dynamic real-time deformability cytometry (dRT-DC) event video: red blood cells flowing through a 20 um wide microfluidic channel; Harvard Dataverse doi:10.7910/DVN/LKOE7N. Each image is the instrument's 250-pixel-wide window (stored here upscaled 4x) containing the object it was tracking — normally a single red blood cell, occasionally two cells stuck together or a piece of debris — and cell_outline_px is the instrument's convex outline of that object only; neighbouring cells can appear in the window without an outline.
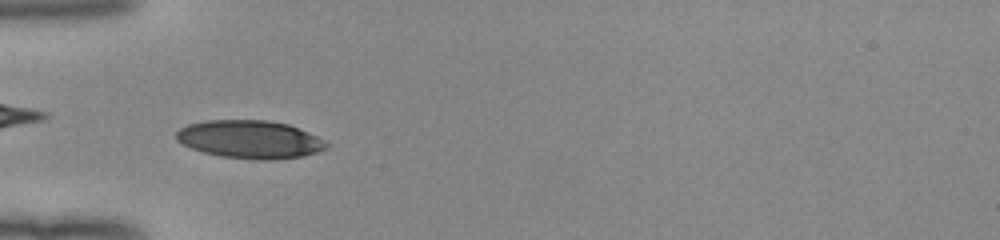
{"species": "human", "species_latin": "Homo sapiens", "temperature_condition": "room temperature", "stored_images_in_passage": 35, "camera_frame_rate_fps": 3000, "um_per_image_px": 0.085, "donor": {"sex": "female"}, "frame": {"image": 1, "passage_image": 3, "time_ms": 0.667, "image_size_px": [1000, 240], "cell_outline_px": [[328, 144], [324, 148], [316, 152], [300, 156], [268, 160], [260, 160], [220, 156], [204, 152], [192, 148], [176, 140], [176, 132], [180, 128], [188, 124], [204, 120], [268, 120], [288, 124], [308, 132], [316, 136]], "centroid_in_image_um": [21.19, 11.83], "position_along_channel_um": 63.8, "area_um2": 32.95}}
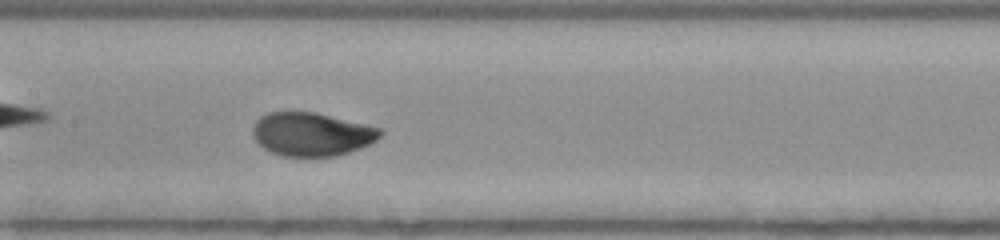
{"frame": {"image": 2, "passage_image": 12, "time_ms": 3.667, "image_size_px": [1000, 240], "cell_outline_px": [[384, 132], [376, 140], [360, 148], [336, 156], [280, 156], [264, 148], [256, 140], [252, 132], [252, 128], [256, 120], [260, 116], [268, 112], [316, 112], [380, 128]], "centroid_in_image_um": [26.47, 11.4], "position_along_channel_um": 180.9, "area_um2": 32.14}}
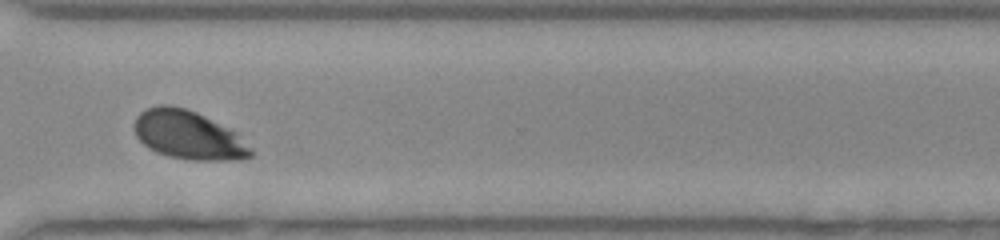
{"frame": {"image": 3, "passage_image": 25, "time_ms": 8.0, "image_size_px": [1000, 240], "cell_outline_px": [[252, 156], [240, 160], [188, 160], [168, 156], [156, 152], [148, 148], [136, 136], [136, 116], [140, 112], [148, 108], [160, 104], [168, 104], [184, 108], [196, 112], [236, 132], [252, 148]], "centroid_in_image_um": [16.03, 11.49], "position_along_channel_um": 354.6, "area_um2": 32.89}, "authors_computed_cell_mechanics": {"area_um2": 32.8882, "velocity_mm_per_s": 3.9881, "shape_relaxation_time_tau1_ms": 2.268, "shape_relaxation_time_tau2_ms": null, "deformation_change_tau1": 0.1501, "deformation_change_tau2": null}}